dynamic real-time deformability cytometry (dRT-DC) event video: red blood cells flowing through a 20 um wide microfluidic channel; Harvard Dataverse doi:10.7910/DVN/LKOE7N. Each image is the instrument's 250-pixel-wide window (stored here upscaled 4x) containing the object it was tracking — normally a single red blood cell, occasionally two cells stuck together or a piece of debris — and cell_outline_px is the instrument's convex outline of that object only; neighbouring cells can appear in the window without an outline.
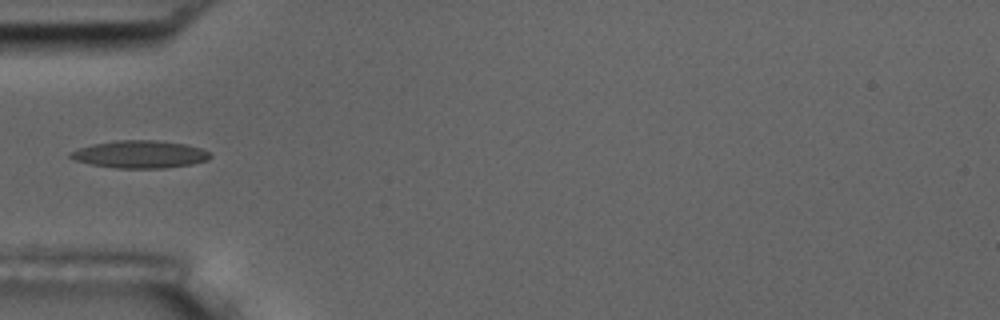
{"species": "common noctule bat (a hibernating species)", "species_latin": "Nyctalus noctula", "temperature_condition": "room temperature", "stored_images_in_passage": 6, "camera_frame_rate_fps": 3000, "um_per_image_px": 0.085, "animal": {"sex": "male", "body_mass_g": 17.5, "forearm_length_mm": 52.3}, "frame": {"image": 1, "passage_image": 4, "time_ms": 4.333, "image_size_px": [1000, 320], "cell_outline_px": [[212, 156], [208, 160], [188, 164], [164, 168], [116, 168], [92, 164], [72, 160], [68, 156], [68, 152], [92, 144], [116, 140], [156, 140], [184, 144], [200, 148], [208, 152]], "centroid_in_image_um": [11.84, 13.11], "position_along_channel_um": 73.2, "area_um2": 22.31}}